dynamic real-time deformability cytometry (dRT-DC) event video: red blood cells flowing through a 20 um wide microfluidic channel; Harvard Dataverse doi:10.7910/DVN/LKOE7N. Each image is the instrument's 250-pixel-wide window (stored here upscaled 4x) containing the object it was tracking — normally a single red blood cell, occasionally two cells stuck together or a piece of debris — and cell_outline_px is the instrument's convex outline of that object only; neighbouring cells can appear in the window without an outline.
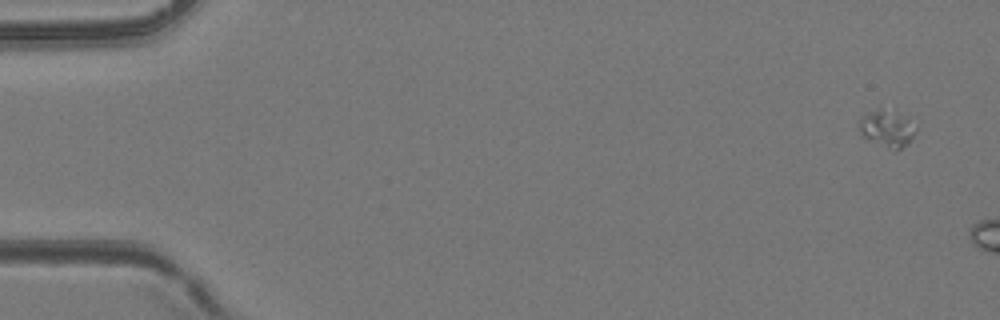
{"species": "common noctule bat (a hibernating species)", "species_latin": "Nyctalus noctula", "temperature_condition": "room temperature", "stored_images_in_passage": 3, "camera_frame_rate_fps": 3000, "um_per_image_px": 0.085, "animal": {"sex": "female", "body_mass_g": 24.6, "forearm_length_mm": 56.2}, "frame": {"image": 1, "passage_image": 1, "time_ms": 0.0, "image_size_px": [1000, 320], "cell_outline_px": [[916, 128], [908, 144], [896, 152], [860, 136], [856, 124], [860, 116], [868, 112], [884, 112], [908, 116]], "centroid_in_image_um": [75.35, 10.99], "position_along_channel_um": 9.7, "area_um2": 12.08}}